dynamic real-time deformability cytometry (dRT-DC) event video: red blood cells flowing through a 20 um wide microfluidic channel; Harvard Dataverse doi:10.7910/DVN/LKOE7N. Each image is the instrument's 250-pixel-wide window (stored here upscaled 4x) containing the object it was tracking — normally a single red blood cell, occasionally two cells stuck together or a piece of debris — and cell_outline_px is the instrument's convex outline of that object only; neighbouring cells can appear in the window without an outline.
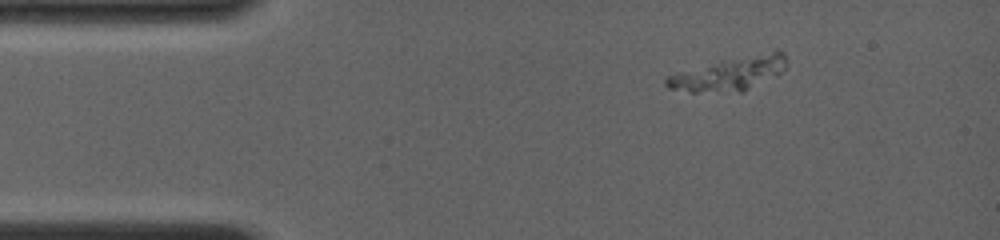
{"species": "common noctule bat (a hibernating species)", "species_latin": "Nyctalus noctula", "temperature_condition": "room temperature", "stored_images_in_passage": 15, "segment_of_instrument_passage": [1, 2], "camera_frame_rate_fps": 4000, "um_per_image_px": 0.085, "animal": {"sex": "female", "body_mass_g": 19.0, "forearm_length_mm": 56.7}, "frame": {"image": 1, "passage_image": 1, "time_ms": 0.0, "image_size_px": [1000, 240], "cell_outline_px": [[788, 60], [784, 68], [780, 72], [744, 92], [692, 92], [668, 88], [664, 84], [664, 80], [668, 76], [680, 72], [720, 60], [776, 48], [784, 52]], "centroid_in_image_um": [62.07, 6.23], "position_along_channel_um": 22.9, "area_um2": 23.76}}